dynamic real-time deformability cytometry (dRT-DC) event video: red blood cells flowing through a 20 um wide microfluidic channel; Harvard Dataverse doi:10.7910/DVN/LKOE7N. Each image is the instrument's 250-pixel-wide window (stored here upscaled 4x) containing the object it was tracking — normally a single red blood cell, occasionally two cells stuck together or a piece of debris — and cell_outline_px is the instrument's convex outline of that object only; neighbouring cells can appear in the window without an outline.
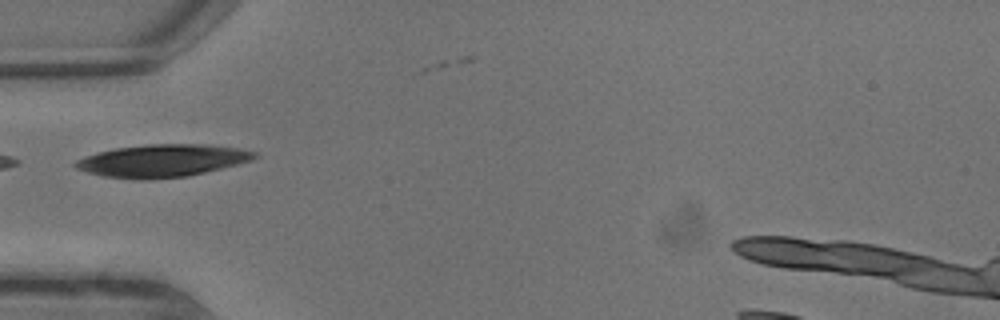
{"species": "common noctule bat (a hibernating species)", "species_latin": "Nyctalus noctula", "temperature_condition": "warm", "stored_images_in_passage": 7, "camera_frame_rate_fps": 3000, "um_per_image_px": 0.085, "animal": {"sex": "male", "body_mass_g": 13.3}, "frame": {"image": 1, "passage_image": 4, "time_ms": 1.0, "image_size_px": [1000, 320], "cell_outline_px": [[260, 156], [236, 164], [188, 176], [148, 180], [136, 180], [100, 176], [76, 168], [72, 164], [76, 160], [96, 152], [116, 148], [148, 144], [208, 144], [236, 148], [256, 152]], "centroid_in_image_um": [13.72, 13.66], "position_along_channel_um": 71.3, "area_um2": 33.93}}
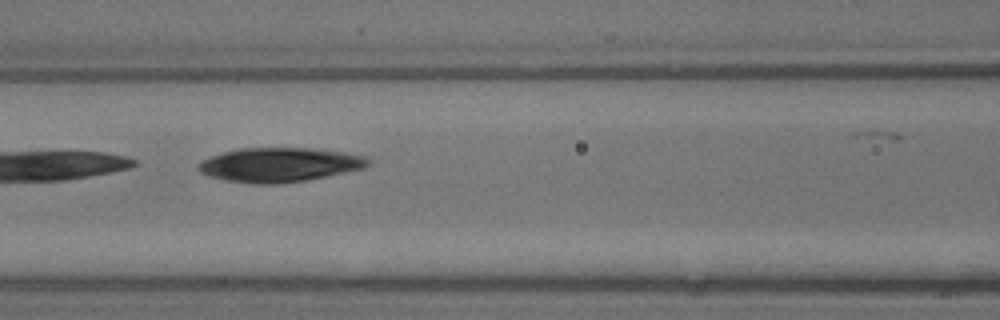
{"frame": {"image": 2, "passage_image": 6, "time_ms": 1.667, "image_size_px": [1000, 320], "cell_outline_px": [[368, 164], [364, 168], [308, 180], [276, 184], [252, 184], [224, 180], [208, 176], [200, 172], [196, 168], [200, 160], [224, 152], [240, 148], [312, 148], [344, 152], [368, 156]], "centroid_in_image_um": [23.73, 14.01], "position_along_channel_um": 142.9, "area_um2": 34.04}}
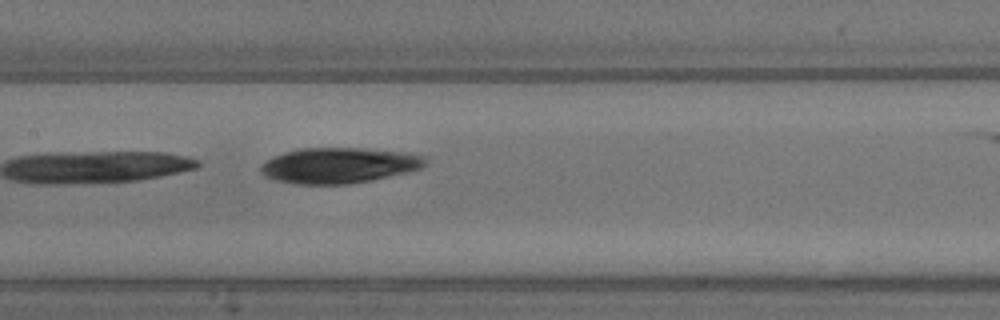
{"frame": {"image": 3, "passage_image": 7, "time_ms": 2.0, "image_size_px": [1000, 320], "cell_outline_px": [[428, 164], [424, 168], [408, 172], [372, 180], [352, 184], [296, 184], [276, 180], [264, 176], [260, 172], [260, 164], [264, 160], [272, 156], [284, 152], [300, 148], [356, 148], [400, 152], [428, 156]], "centroid_in_image_um": [28.81, 14.06], "position_along_channel_um": 178.6, "area_um2": 34.51}}